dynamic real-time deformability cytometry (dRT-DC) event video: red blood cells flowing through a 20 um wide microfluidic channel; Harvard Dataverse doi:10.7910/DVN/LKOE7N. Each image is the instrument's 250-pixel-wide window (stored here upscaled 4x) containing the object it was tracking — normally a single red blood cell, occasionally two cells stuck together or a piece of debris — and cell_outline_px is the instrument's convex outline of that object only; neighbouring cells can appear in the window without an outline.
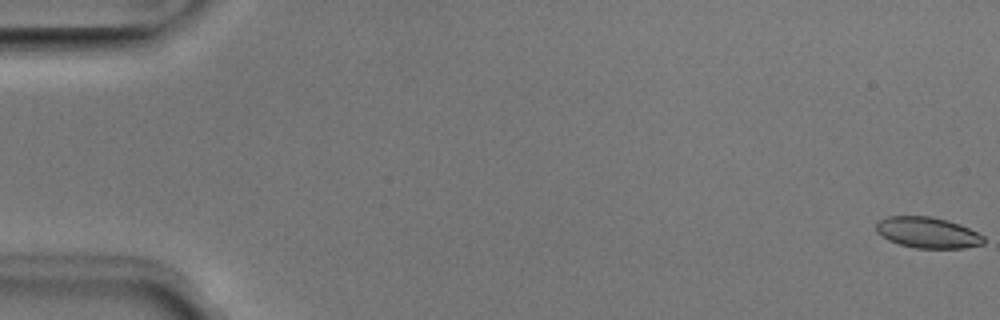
{"species": "Egyptian fruit bat (a non-hibernating species)", "species_latin": "Rousettus aegyptiacus", "temperature_condition": "room temperature", "stored_images_in_passage": 29, "camera_frame_rate_fps": 3000, "um_per_image_px": 0.085, "animal": {"sex": "male"}, "frame": {"image": 1, "passage_image": 1, "time_ms": 0.0, "image_size_px": [1000, 320], "cell_outline_px": [[984, 244], [964, 248], [916, 248], [900, 244], [888, 240], [880, 236], [876, 232], [876, 220], [888, 216], [928, 216], [948, 220], [960, 224], [984, 236]], "centroid_in_image_um": [78.81, 19.76], "position_along_channel_um": 6.2, "area_um2": 19.54}}
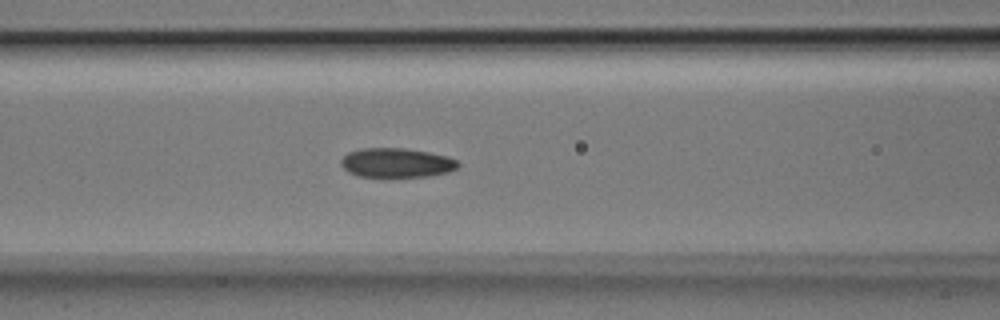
{"frame": {"image": 2, "passage_image": 22, "time_ms": 7.0, "image_size_px": [1000, 320], "cell_outline_px": [[460, 164], [456, 168], [448, 172], [428, 176], [356, 176], [348, 172], [340, 164], [340, 160], [348, 152], [360, 148], [404, 148], [428, 152], [448, 156], [456, 160]], "centroid_in_image_um": [33.68, 13.82], "position_along_channel_um": 132.9, "area_um2": 19.94}}
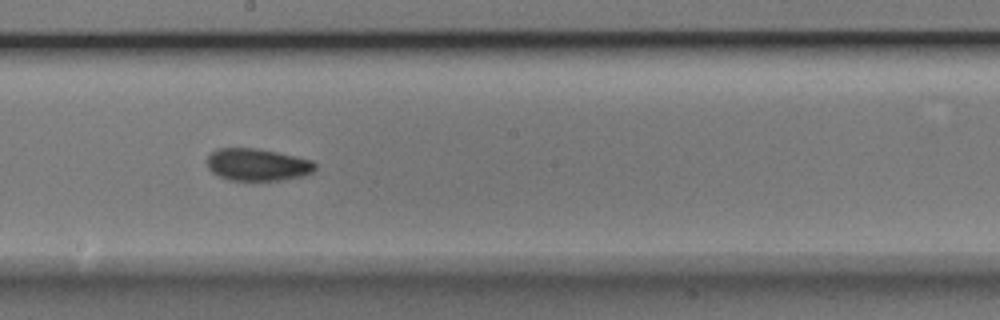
{"frame": {"image": 3, "passage_image": 29, "time_ms": 9.333, "image_size_px": [1000, 320], "cell_outline_px": [[316, 168], [312, 172], [304, 176], [280, 180], [228, 180], [212, 172], [208, 168], [208, 156], [216, 148], [256, 148], [276, 152], [312, 160], [316, 164]], "centroid_in_image_um": [21.89, 14.0], "position_along_channel_um": 226.3, "area_um2": 20.23}}